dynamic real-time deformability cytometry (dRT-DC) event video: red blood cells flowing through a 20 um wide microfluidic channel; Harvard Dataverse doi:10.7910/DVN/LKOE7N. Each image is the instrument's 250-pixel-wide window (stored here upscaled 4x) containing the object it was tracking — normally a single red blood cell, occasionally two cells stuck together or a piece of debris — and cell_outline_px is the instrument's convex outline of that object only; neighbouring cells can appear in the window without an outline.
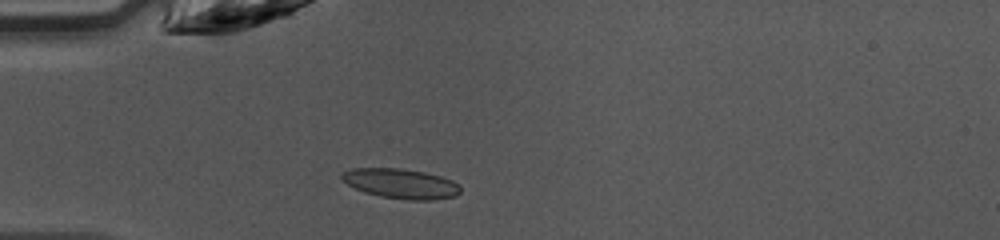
{"species": "common noctule bat (a hibernating species)", "species_latin": "Nyctalus noctula", "temperature_condition": "warm", "stored_images_in_passage": 34, "camera_frame_rate_fps": 3000, "um_per_image_px": 0.085, "animal": {"sex": "female", "body_mass_g": 10.0, "forearm_length_mm": 53.1}, "frame": {"image": 1, "passage_image": 1, "time_ms": 0.0, "image_size_px": [1000, 240], "cell_outline_px": [[460, 192], [456, 196], [432, 200], [408, 200], [380, 196], [364, 192], [348, 184], [340, 176], [340, 172], [352, 168], [400, 168], [424, 172], [440, 176], [452, 180], [460, 184]], "centroid_in_image_um": [34.08, 15.6], "position_along_channel_um": 50.9, "area_um2": 20.69}}
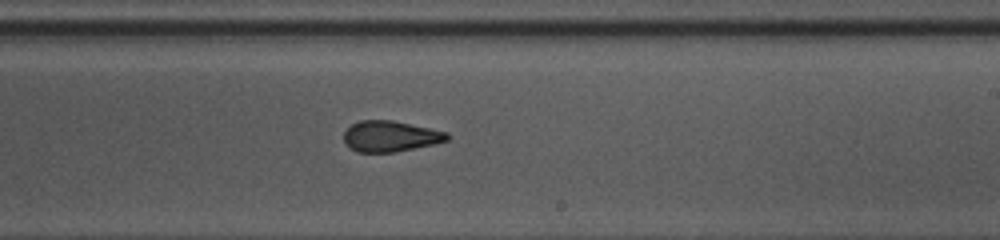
{"frame": {"image": 2, "passage_image": 16, "time_ms": 5.0, "image_size_px": [1000, 240], "cell_outline_px": [[448, 140], [432, 144], [392, 152], [356, 152], [344, 140], [344, 132], [352, 124], [360, 120], [392, 120], [448, 132]], "centroid_in_image_um": [33.16, 11.57], "position_along_channel_um": 255.8, "area_um2": 18.21}}
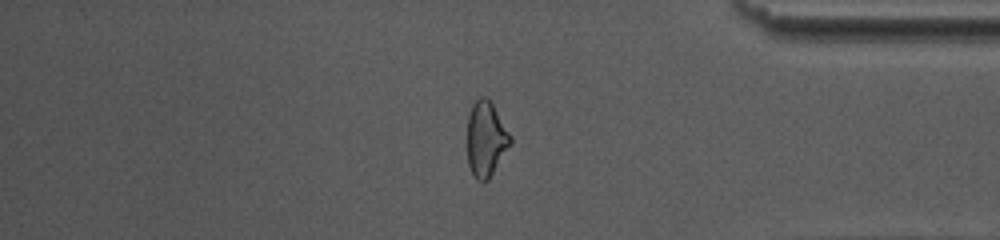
{"frame": {"image": 3, "passage_image": 27, "time_ms": 8.667, "image_size_px": [1000, 240], "cell_outline_px": [[512, 144], [488, 180], [476, 180], [472, 176], [468, 164], [468, 116], [472, 104], [480, 96], [484, 96], [492, 100], [512, 136]], "centroid_in_image_um": [41.33, 11.78], "position_along_channel_um": 393.9, "area_um2": 19.31}, "authors_computed_cell_mechanics": {"area_um2": 19.3919, "velocity_mm_per_s": 4.2821, "shape_relaxation_time_tau1_ms": null, "shape_relaxation_time_tau2_ms": 1.7561, "deformation_change_tau1": null, "deformation_change_tau2": 0.0705}}